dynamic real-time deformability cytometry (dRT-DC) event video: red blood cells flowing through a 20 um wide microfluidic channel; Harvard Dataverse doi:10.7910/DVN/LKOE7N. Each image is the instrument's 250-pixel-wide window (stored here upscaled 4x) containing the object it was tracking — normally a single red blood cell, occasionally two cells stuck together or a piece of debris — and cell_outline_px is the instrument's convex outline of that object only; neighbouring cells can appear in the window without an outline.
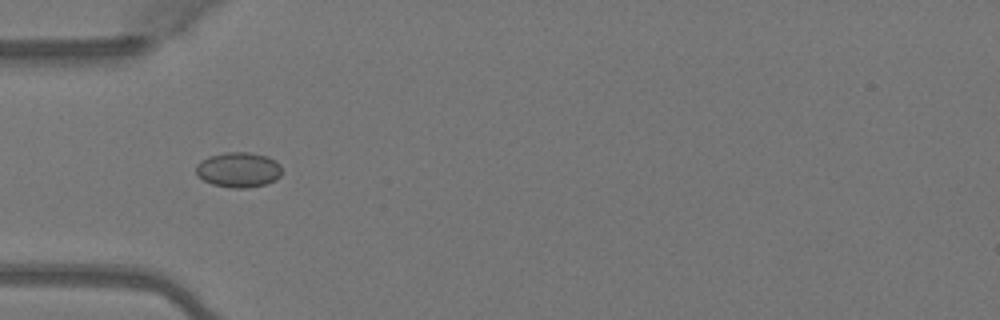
{"species": "Egyptian fruit bat (a non-hibernating species)", "species_latin": "Rousettus aegyptiacus", "temperature_condition": "warm", "stored_images_in_passage": 7, "camera_frame_rate_fps": 3000, "um_per_image_px": 0.085, "animal": {"sex": "female"}, "frame": {"image": 1, "passage_image": 4, "time_ms": 1.0, "image_size_px": [1000, 320], "cell_outline_px": [[280, 176], [276, 180], [264, 184], [248, 188], [232, 188], [212, 184], [196, 176], [196, 164], [200, 160], [208, 156], [224, 152], [248, 152], [268, 156], [276, 160], [280, 164]], "centroid_in_image_um": [20.25, 14.42], "position_along_channel_um": 64.8, "area_um2": 17.8}}
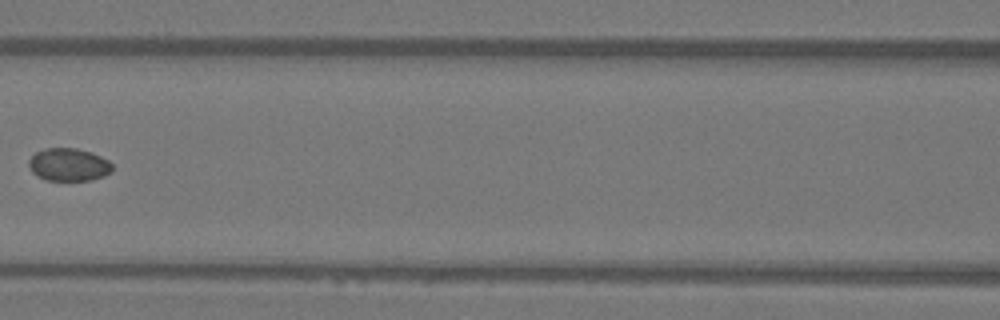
{"frame": {"image": 2, "passage_image": 6, "time_ms": 1.667, "image_size_px": [1000, 320], "cell_outline_px": [[112, 172], [104, 176], [92, 180], [48, 180], [36, 176], [32, 172], [28, 164], [28, 160], [36, 152], [44, 148], [76, 148], [92, 152], [108, 160], [112, 164]], "centroid_in_image_um": [5.84, 13.99], "position_along_channel_um": 160.8, "area_um2": 16.07}}
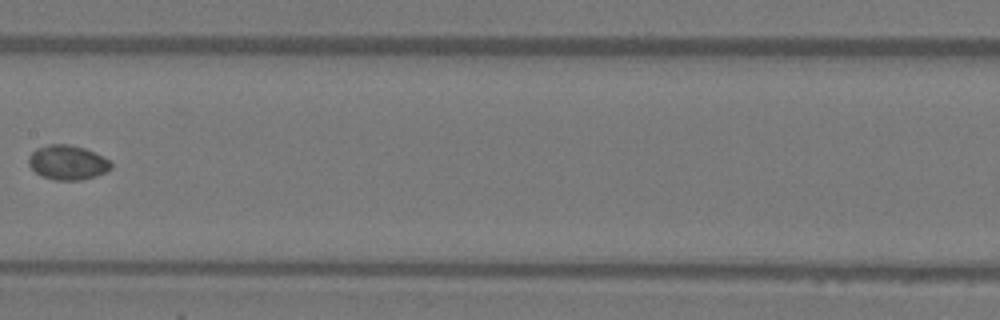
{"frame": {"image": 3, "passage_image": 7, "time_ms": 2.0, "image_size_px": [1000, 320], "cell_outline_px": [[112, 168], [96, 176], [80, 180], [52, 180], [40, 176], [28, 164], [28, 156], [36, 148], [48, 144], [68, 144], [84, 148], [108, 160], [112, 164]], "centroid_in_image_um": [5.69, 13.82], "position_along_channel_um": 201.7, "area_um2": 16.53}}